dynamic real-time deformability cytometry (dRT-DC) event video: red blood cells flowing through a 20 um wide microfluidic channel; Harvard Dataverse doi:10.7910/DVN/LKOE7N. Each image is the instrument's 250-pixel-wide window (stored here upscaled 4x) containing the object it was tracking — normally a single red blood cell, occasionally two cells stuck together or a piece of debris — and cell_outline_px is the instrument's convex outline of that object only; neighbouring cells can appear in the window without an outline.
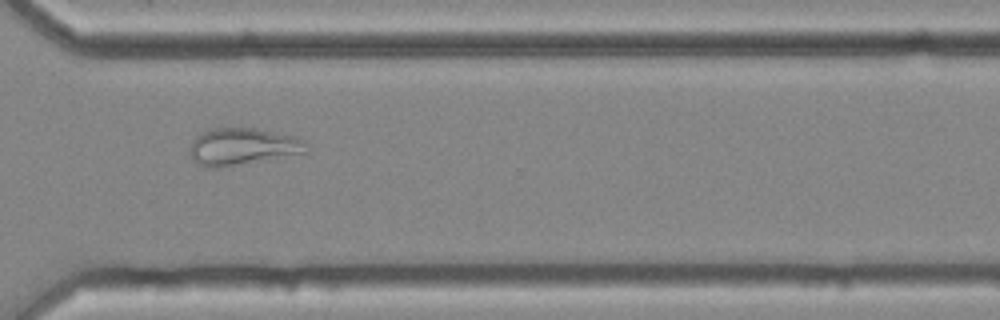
{"species": "common noctule bat (a hibernating species)", "species_latin": "Nyctalus noctula", "temperature_condition": "cold", "stored_images_in_passage": 33, "camera_frame_rate_fps": 3000, "um_per_image_px": 0.085, "animal": {"sex": "female", "body_mass_g": 25.1}, "frame": {"image": 1, "passage_image": 24, "time_ms": 7.667, "image_size_px": [1000, 320], "cell_outline_px": [[304, 152], [220, 168], [204, 168], [196, 164], [192, 160], [188, 152], [188, 148], [192, 140], [196, 136], [204, 132], [216, 128], [252, 128], [296, 136], [304, 140]], "centroid_in_image_um": [20.49, 12.47], "position_along_channel_um": 350.1, "area_um2": 24.91}}